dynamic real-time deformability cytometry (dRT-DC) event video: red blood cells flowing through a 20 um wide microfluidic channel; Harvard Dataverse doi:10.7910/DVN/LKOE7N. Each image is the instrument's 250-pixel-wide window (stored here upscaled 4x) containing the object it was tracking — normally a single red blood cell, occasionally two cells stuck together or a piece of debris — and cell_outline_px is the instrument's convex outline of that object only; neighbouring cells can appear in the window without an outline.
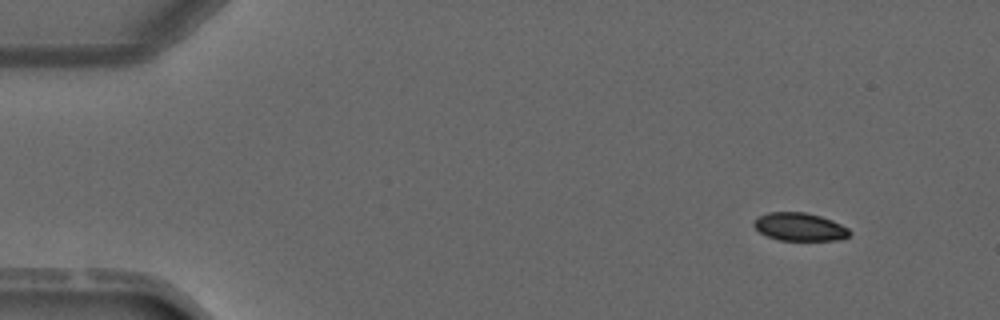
{"species": "common noctule bat (a hibernating species)", "species_latin": "Nyctalus noctula", "temperature_condition": "warm", "stored_images_in_passage": 2, "camera_frame_rate_fps": 3000, "um_per_image_px": 0.085, "animal": {"sex": "male", "forearm_length_mm": 52.5}, "frame": {"image": 1, "passage_image": 2, "time_ms": 1.333, "image_size_px": [1000, 320], "cell_outline_px": [[852, 232], [848, 236], [836, 240], [776, 240], [760, 232], [752, 224], [752, 220], [756, 216], [768, 212], [804, 212], [820, 216], [832, 220], [848, 228]], "centroid_in_image_um": [67.92, 19.27], "position_along_channel_um": 17.1, "area_um2": 15.72}}